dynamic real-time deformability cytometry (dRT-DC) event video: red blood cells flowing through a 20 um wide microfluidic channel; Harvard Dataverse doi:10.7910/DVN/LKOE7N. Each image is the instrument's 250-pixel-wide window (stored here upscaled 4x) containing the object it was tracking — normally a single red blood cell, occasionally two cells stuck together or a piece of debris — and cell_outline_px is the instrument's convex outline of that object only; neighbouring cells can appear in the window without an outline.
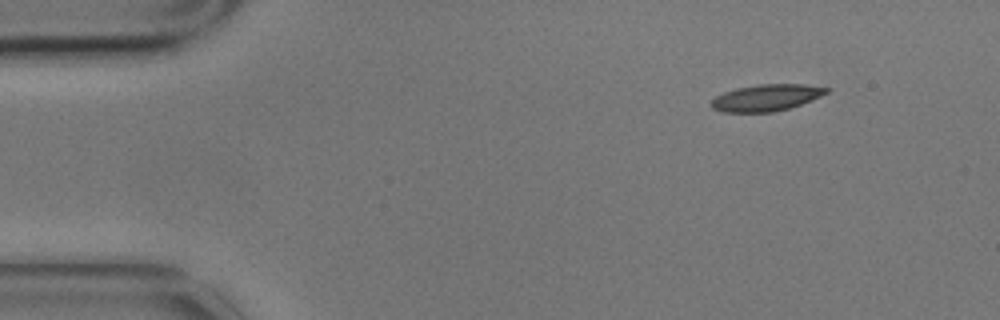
{"species": "common noctule bat (a hibernating species)", "species_latin": "Nyctalus noctula", "temperature_condition": "cold", "stored_images_in_passage": 6, "camera_frame_rate_fps": 3000, "um_per_image_px": 0.085, "animal": {"sex": "male", "body_mass_g": 17.9}, "frame": {"image": 1, "passage_image": 1, "time_ms": 0.0, "image_size_px": [1000, 320], "cell_outline_px": [[832, 88], [828, 92], [812, 100], [788, 108], [772, 112], [724, 112], [712, 108], [712, 100], [716, 96], [724, 92], [736, 88], [756, 84], [804, 84]], "centroid_in_image_um": [65.15, 8.29], "position_along_channel_um": 19.8, "area_um2": 17.8}}
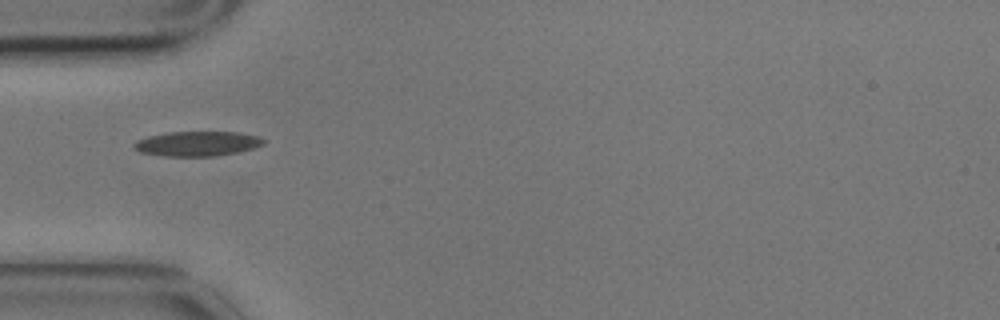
{"frame": {"image": 2, "passage_image": 4, "time_ms": 1.0, "image_size_px": [1000, 320], "cell_outline_px": [[264, 144], [252, 148], [236, 152], [216, 156], [164, 156], [140, 152], [132, 148], [132, 144], [136, 140], [148, 136], [168, 132], [240, 132], [260, 136], [264, 140]], "centroid_in_image_um": [16.73, 12.21], "position_along_channel_um": 68.3, "area_um2": 18.79}}